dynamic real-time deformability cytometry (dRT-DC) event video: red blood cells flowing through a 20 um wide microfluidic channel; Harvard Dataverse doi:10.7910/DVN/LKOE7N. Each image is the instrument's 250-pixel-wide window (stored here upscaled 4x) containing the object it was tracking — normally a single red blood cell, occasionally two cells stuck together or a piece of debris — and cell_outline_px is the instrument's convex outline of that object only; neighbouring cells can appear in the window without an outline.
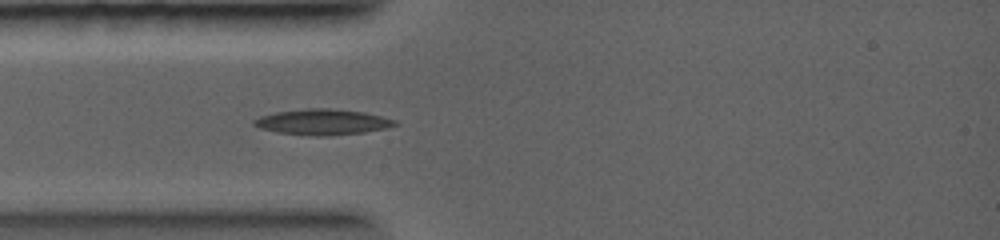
{"species": "common noctule bat (a hibernating species)", "species_latin": "Nyctalus noctula", "temperature_condition": "warm", "stored_images_in_passage": 18, "camera_frame_rate_fps": 5000, "um_per_image_px": 0.085, "animal": {"sex": "female", "body_mass_g": 19.0, "forearm_length_mm": 56.7}, "frame": {"image": 1, "passage_image": 3, "time_ms": 0.6, "image_size_px": [1000, 240], "cell_outline_px": [[400, 124], [388, 128], [364, 132], [328, 136], [312, 136], [276, 132], [260, 128], [252, 124], [252, 120], [260, 116], [276, 112], [304, 108], [328, 108], [364, 112], [396, 120]], "centroid_in_image_um": [27.41, 10.37], "position_along_channel_um": 57.6, "area_um2": 21.27}}